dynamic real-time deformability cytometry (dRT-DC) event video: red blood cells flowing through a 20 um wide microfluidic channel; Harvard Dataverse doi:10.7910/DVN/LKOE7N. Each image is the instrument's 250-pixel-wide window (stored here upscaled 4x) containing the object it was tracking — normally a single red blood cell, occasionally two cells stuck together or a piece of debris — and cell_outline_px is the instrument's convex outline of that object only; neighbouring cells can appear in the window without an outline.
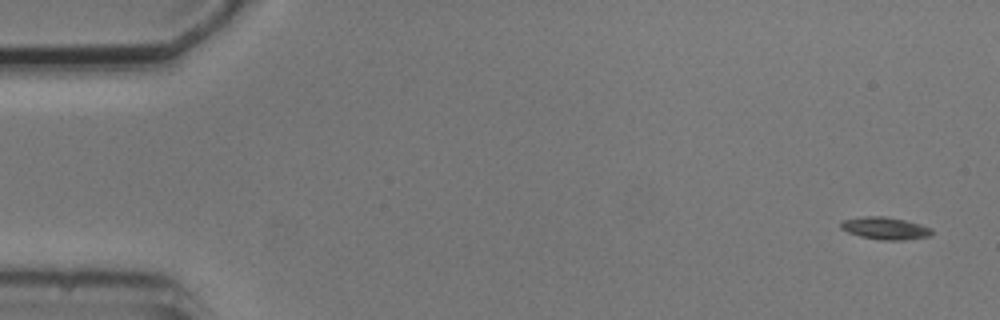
{"species": "common noctule bat (a hibernating species)", "species_latin": "Nyctalus noctula", "temperature_condition": "cold", "stored_images_in_passage": 5, "camera_frame_rate_fps": 3000, "um_per_image_px": 0.085, "animal": {"sex": "male", "body_mass_g": 20.5, "forearm_length_mm": 52.5}, "frame": {"image": 1, "passage_image": 1, "time_ms": 0.0, "image_size_px": [1000, 320], "cell_outline_px": [[932, 236], [904, 240], [884, 240], [860, 236], [848, 232], [840, 228], [840, 220], [864, 216], [884, 216], [904, 220], [920, 224], [932, 228]], "centroid_in_image_um": [75.23, 19.4], "position_along_channel_um": 9.8, "area_um2": 11.91}}
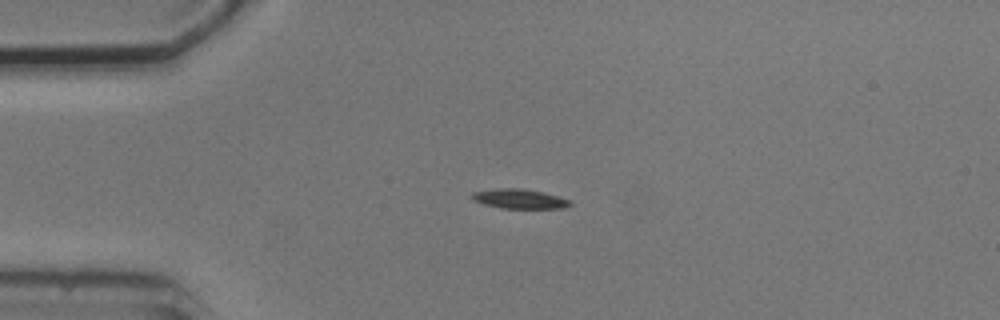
{"frame": {"image": 2, "passage_image": 4, "time_ms": 3.667, "image_size_px": [1000, 320], "cell_outline_px": [[572, 204], [564, 208], [500, 208], [484, 204], [472, 200], [468, 196], [472, 192], [496, 188], [520, 188], [544, 192], [572, 200]], "centroid_in_image_um": [44.12, 16.89], "position_along_channel_um": 40.9, "area_um2": 11.39}}
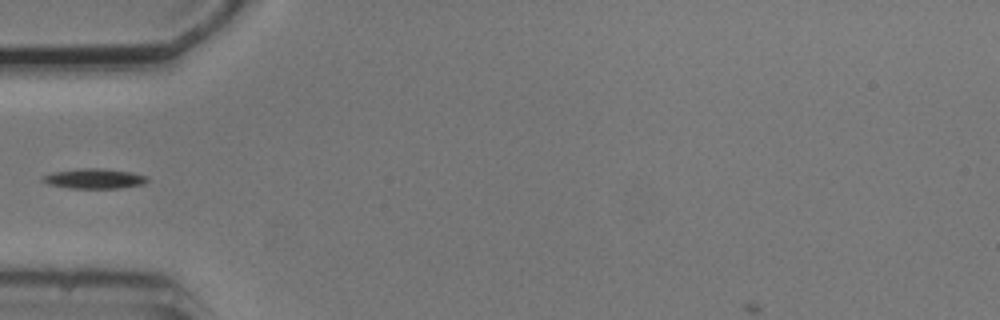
{"frame": {"image": 3, "passage_image": 5, "time_ms": 5.333, "image_size_px": [1000, 320], "cell_outline_px": [[148, 180], [144, 184], [120, 188], [72, 188], [48, 184], [40, 180], [40, 176], [52, 172], [80, 168], [100, 168], [132, 172], [148, 176]], "centroid_in_image_um": [7.99, 15.17], "position_along_channel_um": 77.0, "area_um2": 12.31}}